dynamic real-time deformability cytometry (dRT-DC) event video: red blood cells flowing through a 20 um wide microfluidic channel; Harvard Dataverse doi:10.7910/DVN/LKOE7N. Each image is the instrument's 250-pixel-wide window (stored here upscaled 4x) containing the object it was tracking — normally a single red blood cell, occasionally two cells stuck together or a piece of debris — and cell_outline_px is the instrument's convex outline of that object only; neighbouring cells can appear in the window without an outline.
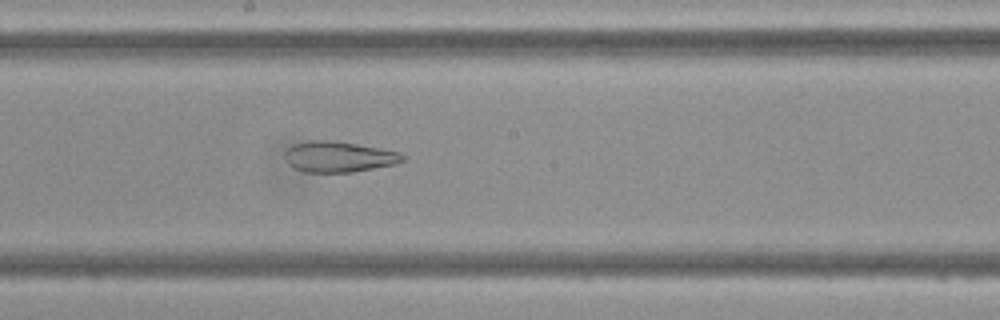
{"species": "Egyptian fruit bat (a non-hibernating species)", "species_latin": "Rousettus aegyptiacus", "temperature_condition": "cold", "stored_images_in_passage": 45, "camera_frame_rate_fps": 3000, "um_per_image_px": 0.085, "frame": {"image": 1, "passage_image": 25, "time_ms": 8.0, "image_size_px": [1000, 320], "cell_outline_px": [[404, 160], [396, 164], [352, 172], [304, 172], [292, 168], [288, 164], [284, 156], [288, 148], [292, 144], [308, 140], [332, 140], [380, 148], [400, 152], [404, 156]], "centroid_in_image_um": [28.76, 13.32], "position_along_channel_um": 219.4, "area_um2": 21.21}}
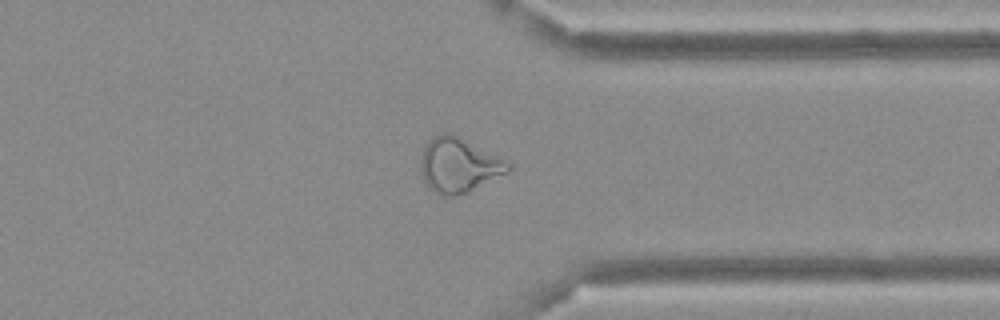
{"frame": {"image": 2, "passage_image": 36, "time_ms": 11.667, "image_size_px": [1000, 320], "cell_outline_px": [[512, 168], [508, 172], [468, 192], [456, 196], [440, 196], [428, 188], [424, 180], [420, 168], [420, 160], [424, 148], [428, 140], [444, 132], [448, 132], [500, 156], [512, 164]], "centroid_in_image_um": [38.99, 14.06], "position_along_channel_um": 372.4, "area_um2": 27.86}}
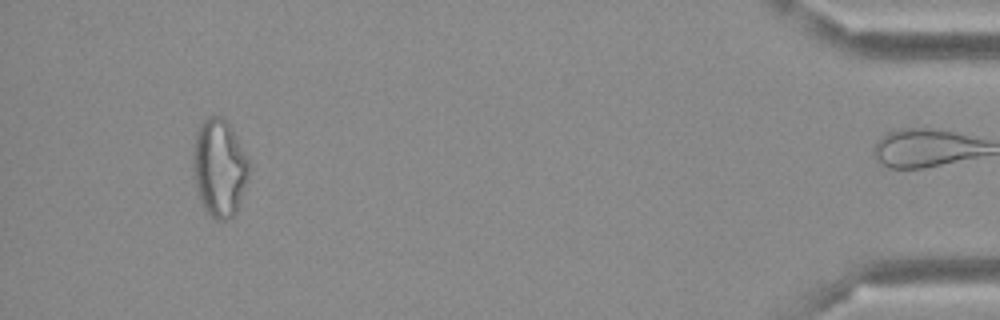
{"frame": {"image": 3, "passage_image": 44, "time_ms": 14.333, "image_size_px": [1000, 320], "cell_outline_px": [[252, 164], [248, 180], [236, 212], [228, 220], [212, 220], [204, 208], [200, 200], [196, 188], [192, 172], [192, 152], [196, 132], [200, 124], [208, 116], [220, 116], [232, 128], [248, 156]], "centroid_in_image_um": [18.65, 14.28], "position_along_channel_um": 416.5, "area_um2": 32.54}}